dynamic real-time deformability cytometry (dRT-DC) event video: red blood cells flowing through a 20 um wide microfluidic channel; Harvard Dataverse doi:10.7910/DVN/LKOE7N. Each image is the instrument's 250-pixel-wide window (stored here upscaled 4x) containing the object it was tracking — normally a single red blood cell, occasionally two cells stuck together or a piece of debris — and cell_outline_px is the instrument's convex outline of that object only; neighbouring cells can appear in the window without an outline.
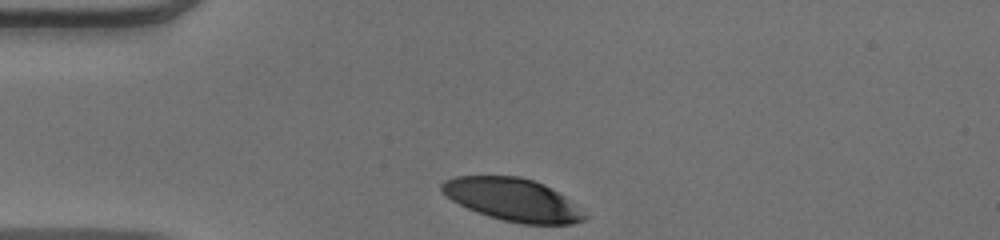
{"species": "human", "species_latin": "Homo sapiens", "temperature_condition": "warm", "stored_images_in_passage": 30, "camera_frame_rate_fps": 3000, "um_per_image_px": 0.085, "donor": {"sex": "male"}, "frame": {"image": 1, "passage_image": 1, "time_ms": 0.0, "image_size_px": [1000, 240], "cell_outline_px": [[588, 216], [584, 220], [572, 224], [520, 224], [488, 216], [476, 212], [452, 200], [440, 188], [440, 184], [444, 180], [456, 176], [520, 176], [544, 184], [564, 196]], "centroid_in_image_um": [43.57, 16.97], "position_along_channel_um": 41.4, "area_um2": 35.2}}
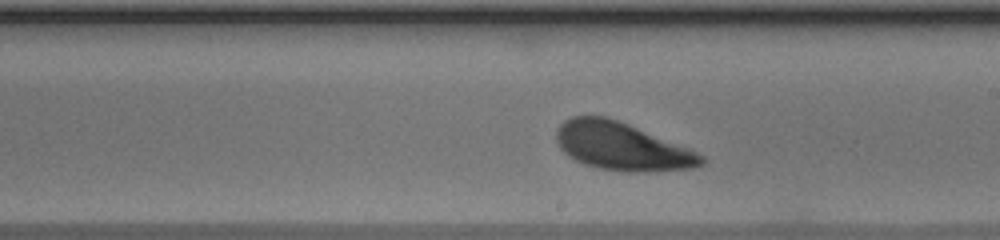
{"frame": {"image": 2, "passage_image": 18, "time_ms": 5.667, "image_size_px": [1000, 240], "cell_outline_px": [[704, 164], [692, 168], [648, 172], [624, 172], [600, 168], [584, 164], [568, 156], [560, 148], [556, 140], [556, 132], [560, 124], [564, 120], [572, 116], [604, 116], [628, 124], [688, 148], [704, 156]], "centroid_in_image_um": [52.83, 12.45], "position_along_channel_um": 236.2, "area_um2": 40.17}}
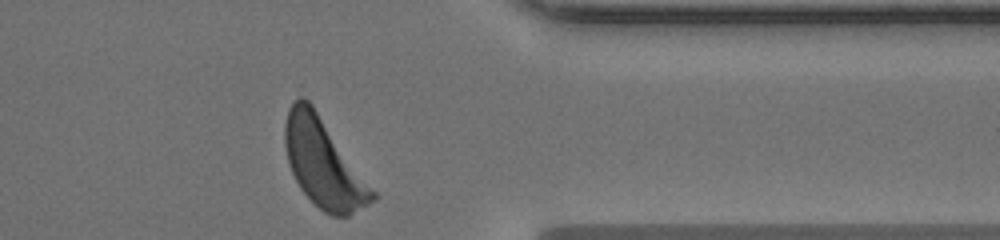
{"frame": {"image": 3, "passage_image": 30, "time_ms": 9.667, "image_size_px": [1000, 240], "cell_outline_px": [[376, 200], [348, 216], [332, 216], [324, 212], [300, 188], [288, 164], [284, 144], [284, 124], [288, 108], [300, 96], [304, 96], [312, 104], [376, 192]], "centroid_in_image_um": [27.48, 13.86], "position_along_channel_um": 383.9, "area_um2": 44.62}, "authors_computed_cell_mechanics": {"area_um2": 40.0554, "velocity_mm_per_s": 3.9679, "shape_relaxation_time_tau1_ms": 1.6805, "shape_relaxation_time_tau2_ms": null, "deformation_change_tau1": 0.1266, "deformation_change_tau2": null}}